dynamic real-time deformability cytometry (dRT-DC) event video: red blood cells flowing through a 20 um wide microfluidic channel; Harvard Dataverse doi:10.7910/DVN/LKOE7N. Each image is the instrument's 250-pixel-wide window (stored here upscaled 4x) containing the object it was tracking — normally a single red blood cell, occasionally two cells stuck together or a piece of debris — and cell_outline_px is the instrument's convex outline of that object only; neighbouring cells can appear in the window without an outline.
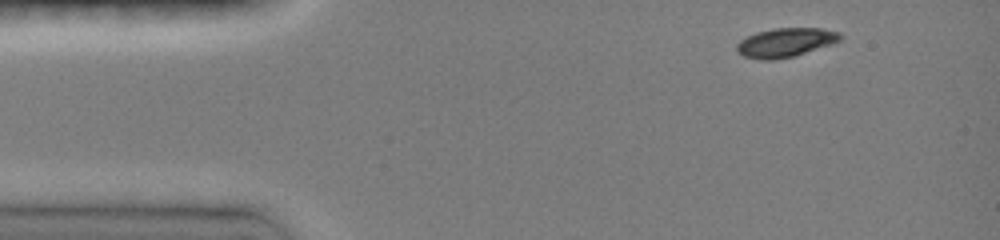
{"species": "common noctule bat (a hibernating species)", "species_latin": "Nyctalus noctula", "temperature_condition": "room temperature", "stored_images_in_passage": 17, "camera_frame_rate_fps": 3000, "um_per_image_px": 0.085, "animal": {"sex": "female", "body_mass_g": 19.0, "forearm_length_mm": 51.5}, "frame": {"image": 1, "passage_image": 1, "time_ms": 0.0, "image_size_px": [1000, 240], "cell_outline_px": [[840, 40], [832, 44], [792, 56], [772, 60], [764, 60], [744, 56], [736, 52], [736, 44], [740, 40], [756, 32], [772, 28], [820, 28], [840, 32]], "centroid_in_image_um": [66.73, 3.6], "position_along_channel_um": 18.3, "area_um2": 17.34}}
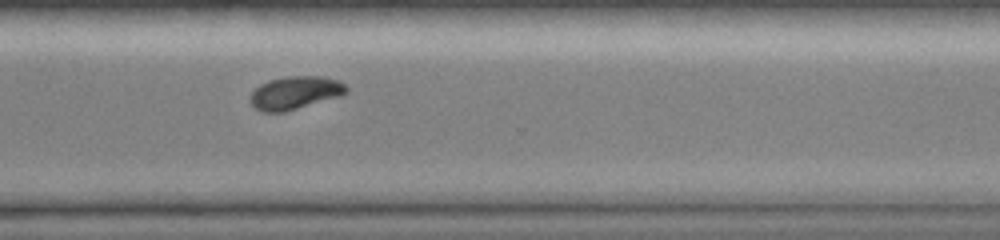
{"frame": {"image": 2, "passage_image": 13, "time_ms": 10.0, "image_size_px": [1000, 240], "cell_outline_px": [[348, 92], [340, 96], [284, 112], [260, 112], [248, 100], [252, 92], [260, 84], [268, 80], [288, 76], [320, 76], [340, 80], [348, 88]], "centroid_in_image_um": [25.08, 7.88], "position_along_channel_um": 345.5, "area_um2": 18.55}}
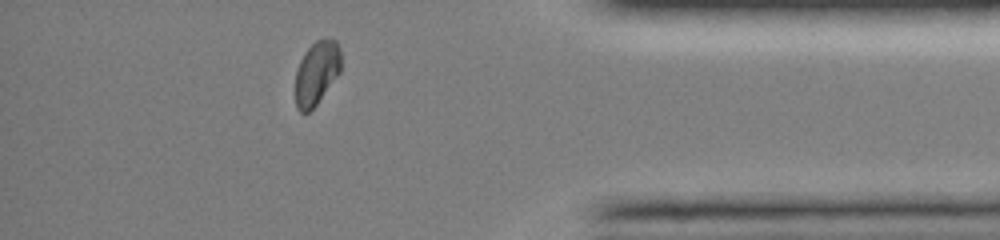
{"frame": {"image": 3, "passage_image": 16, "time_ms": 12.0, "image_size_px": [1000, 240], "cell_outline_px": [[340, 72], [316, 104], [308, 112], [300, 112], [296, 108], [296, 72], [300, 60], [304, 52], [316, 40], [328, 36], [336, 40], [340, 48]], "centroid_in_image_um": [26.92, 6.15], "position_along_channel_um": 408.3, "area_um2": 16.88}, "authors_computed_cell_mechanics": {"area_um2": 19.0162, "velocity_mm_per_s": 4.0371, "shape_relaxation_time_tau1_ms": 3.4292, "shape_relaxation_time_tau2_ms": 4.4958, "deformation_change_tau1": 0.163, "deformation_change_tau2": 0.0371}}